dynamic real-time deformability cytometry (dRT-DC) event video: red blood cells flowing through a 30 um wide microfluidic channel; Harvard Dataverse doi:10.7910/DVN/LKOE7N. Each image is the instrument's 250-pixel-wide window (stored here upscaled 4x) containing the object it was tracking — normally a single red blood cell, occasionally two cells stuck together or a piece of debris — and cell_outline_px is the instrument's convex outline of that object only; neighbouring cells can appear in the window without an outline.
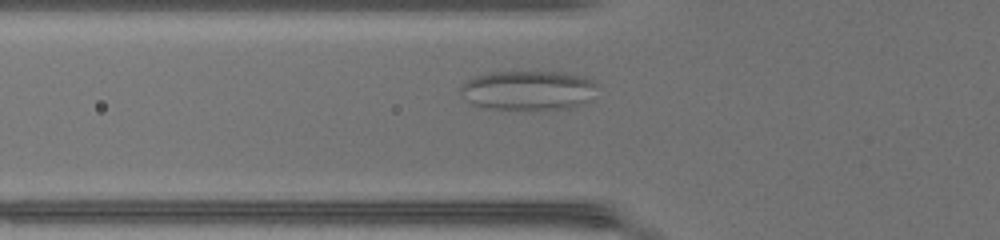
{"species": "common noctule bat (a hibernating species)", "species_latin": "Nyctalus noctula", "temperature_condition": "warm", "stored_images_in_passage": 42, "camera_frame_rate_fps": 3000, "um_per_image_px": 0.085, "animal": {"sex": "female", "body_mass_g": 17.0, "forearm_length_mm": 48.0}, "frame": {"image": 1, "passage_image": 11, "time_ms": 3.333, "image_size_px": [1000, 240], "cell_outline_px": [[600, 84], [580, 104], [572, 108], [488, 108], [472, 104], [460, 92], [460, 88], [468, 80], [476, 76], [492, 72], [564, 72], [584, 76]], "centroid_in_image_um": [44.89, 7.65], "position_along_channel_um": 80.9, "area_um2": 30.69}}
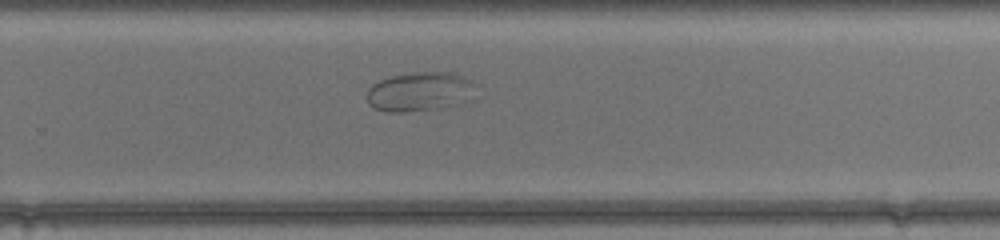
{"frame": {"image": 2, "passage_image": 26, "time_ms": 8.333, "image_size_px": [1000, 240], "cell_outline_px": [[480, 84], [472, 100], [460, 104], [440, 108], [400, 112], [384, 112], [372, 108], [368, 104], [368, 88], [372, 84], [380, 80], [392, 76], [416, 72], [448, 72], [464, 76]], "centroid_in_image_um": [35.77, 7.79], "position_along_channel_um": 294.0, "area_um2": 25.55}}
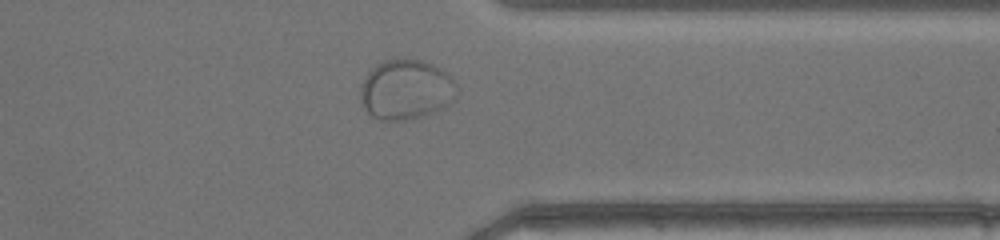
{"frame": {"image": 3, "passage_image": 32, "time_ms": 10.333, "image_size_px": [1000, 240], "cell_outline_px": [[456, 100], [432, 112], [420, 116], [404, 120], [380, 120], [372, 116], [364, 108], [360, 100], [360, 84], [368, 72], [376, 64], [384, 60], [420, 60], [432, 64], [440, 68], [452, 76], [456, 84]], "centroid_in_image_um": [34.5, 7.62], "position_along_channel_um": 376.9, "area_um2": 33.64}}